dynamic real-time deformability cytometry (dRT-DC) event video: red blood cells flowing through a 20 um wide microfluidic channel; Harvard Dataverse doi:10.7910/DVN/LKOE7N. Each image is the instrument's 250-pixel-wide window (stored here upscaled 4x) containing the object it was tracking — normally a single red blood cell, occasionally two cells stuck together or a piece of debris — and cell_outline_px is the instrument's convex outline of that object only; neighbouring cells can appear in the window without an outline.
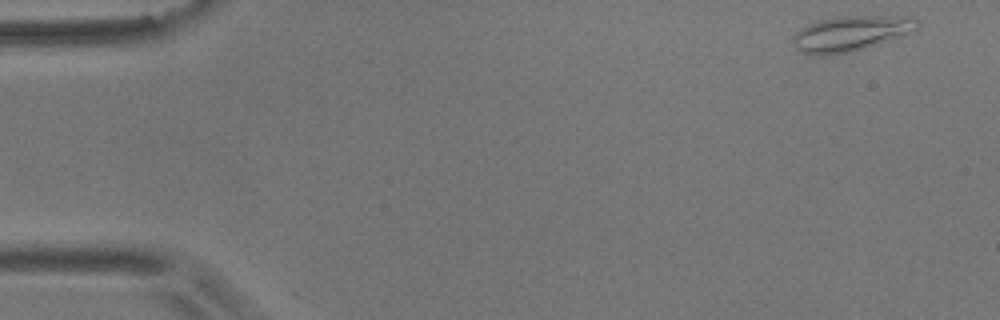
{"species": "common noctule bat (a hibernating species)", "species_latin": "Nyctalus noctula", "temperature_condition": "room temperature", "stored_images_in_passage": 6, "camera_frame_rate_fps": 3000, "um_per_image_px": 0.085, "animal": {"sex": "male", "body_mass_g": 17.9}, "frame": {"image": 1, "passage_image": 1, "time_ms": 0.0, "image_size_px": [1000, 320], "cell_outline_px": [[920, 24], [916, 28], [888, 40], [864, 48], [848, 52], [824, 56], [800, 52], [792, 44], [792, 36], [796, 32], [808, 24], [820, 20], [840, 16], [904, 16], [916, 20]], "centroid_in_image_um": [72.22, 2.84], "position_along_channel_um": 12.8, "area_um2": 25.03}}
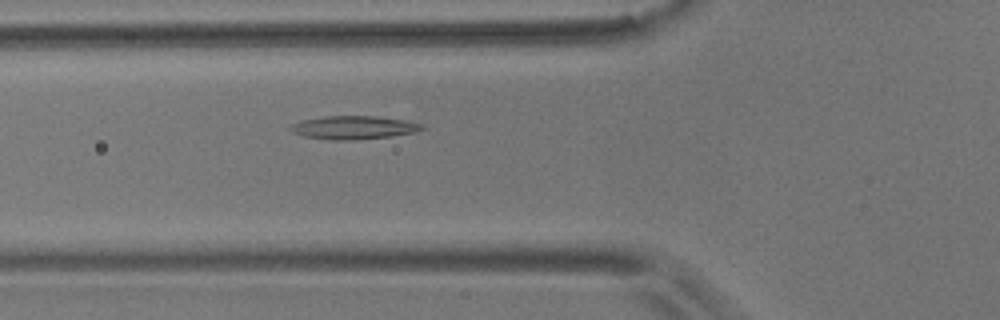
{"frame": {"image": 2, "passage_image": 6, "time_ms": 5.667, "image_size_px": [1000, 320], "cell_outline_px": [[424, 128], [416, 132], [392, 136], [352, 140], [328, 140], [304, 136], [292, 132], [288, 128], [292, 124], [300, 120], [324, 116], [376, 116], [424, 124]], "centroid_in_image_um": [30.01, 10.84], "position_along_channel_um": 95.8, "area_um2": 17.86}}